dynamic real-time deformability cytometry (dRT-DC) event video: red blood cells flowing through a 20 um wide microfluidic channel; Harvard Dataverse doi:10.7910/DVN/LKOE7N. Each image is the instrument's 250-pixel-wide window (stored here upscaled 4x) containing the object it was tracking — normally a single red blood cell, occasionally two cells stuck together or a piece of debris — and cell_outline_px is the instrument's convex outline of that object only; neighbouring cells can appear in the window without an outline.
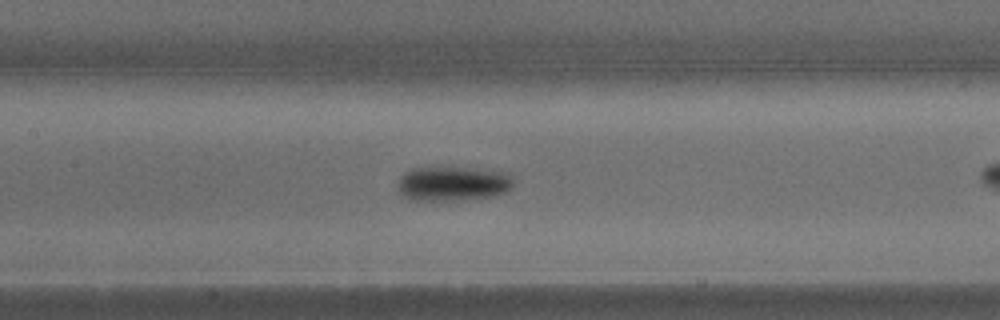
{"species": "common noctule bat (a hibernating species)", "species_latin": "Nyctalus noctula", "temperature_condition": "warm", "stored_images_in_passage": 21, "camera_frame_rate_fps": 3000, "um_per_image_px": 0.085, "animal": {"sex": "male", "body_mass_g": 15.6}, "frame": {"image": 1, "passage_image": 10, "time_ms": 3.0, "image_size_px": [1000, 320], "cell_outline_px": [[512, 184], [504, 192], [496, 196], [456, 200], [412, 200], [404, 196], [400, 192], [400, 176], [404, 172], [412, 168], [472, 168], [504, 172], [512, 180]], "centroid_in_image_um": [38.47, 15.61], "position_along_channel_um": 168.9, "area_um2": 22.77}}
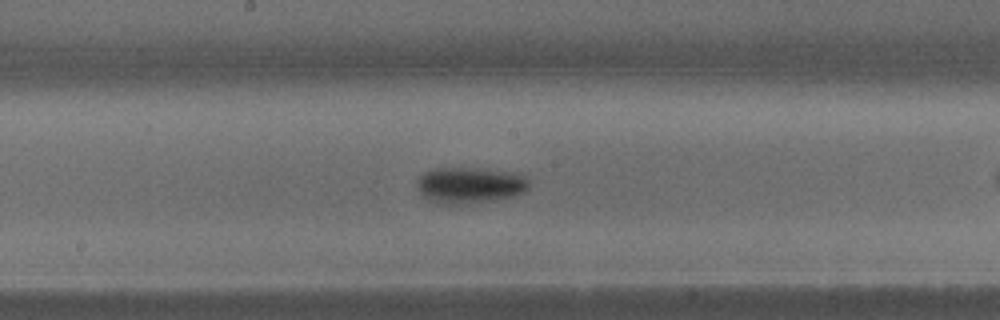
{"frame": {"image": 2, "passage_image": 12, "time_ms": 3.667, "image_size_px": [1000, 320], "cell_outline_px": [[528, 188], [524, 192], [512, 196], [496, 200], [464, 204], [444, 204], [428, 200], [420, 196], [416, 188], [416, 180], [424, 172], [436, 168], [480, 168], [520, 172], [528, 176]], "centroid_in_image_um": [39.93, 15.73], "position_along_channel_um": 208.3, "area_um2": 24.22}}
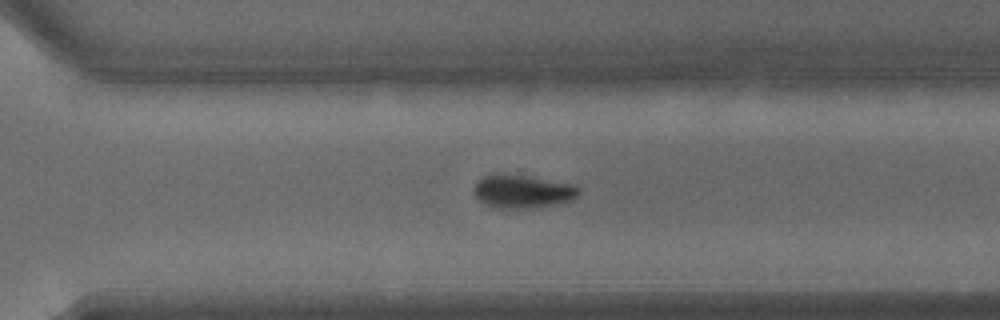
{"frame": {"image": 3, "passage_image": 18, "time_ms": 5.667, "image_size_px": [1000, 320], "cell_outline_px": [[580, 192], [572, 200], [556, 204], [524, 208], [492, 208], [484, 204], [476, 196], [476, 184], [484, 176], [524, 176], [572, 184], [580, 188]], "centroid_in_image_um": [44.46, 16.31], "position_along_channel_um": 326.1, "area_um2": 19.42}}